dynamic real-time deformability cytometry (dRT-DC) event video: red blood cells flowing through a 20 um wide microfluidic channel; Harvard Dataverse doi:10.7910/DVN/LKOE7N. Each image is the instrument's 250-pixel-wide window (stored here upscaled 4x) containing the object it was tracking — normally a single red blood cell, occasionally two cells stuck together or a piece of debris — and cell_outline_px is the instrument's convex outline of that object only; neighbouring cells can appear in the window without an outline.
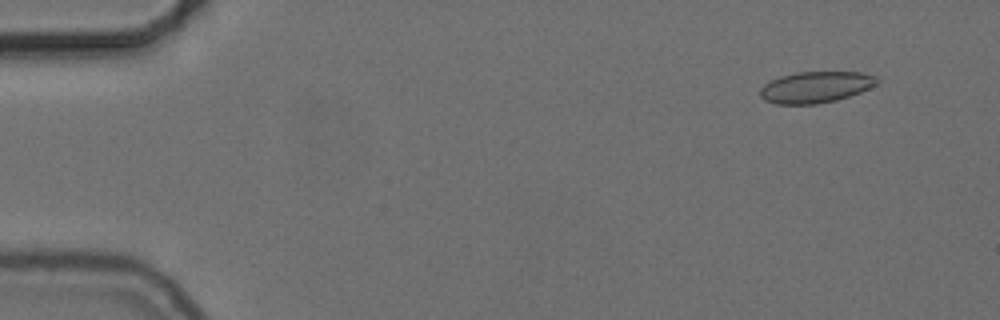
{"species": "common noctule bat (a hibernating species)", "species_latin": "Nyctalus noctula", "temperature_condition": "cold", "stored_images_in_passage": 35, "camera_frame_rate_fps": 3000, "um_per_image_px": 0.085, "animal": {"sex": "female", "body_mass_g": 24.6, "forearm_length_mm": 56.2}, "frame": {"image": 1, "passage_image": 5, "time_ms": 1.333, "image_size_px": [1000, 320], "cell_outline_px": [[880, 80], [876, 84], [860, 92], [836, 100], [816, 104], [776, 104], [764, 100], [760, 96], [760, 88], [764, 84], [780, 76], [796, 72], [860, 72], [876, 76]], "centroid_in_image_um": [69.31, 7.4], "position_along_channel_um": 15.7, "area_um2": 21.27}}
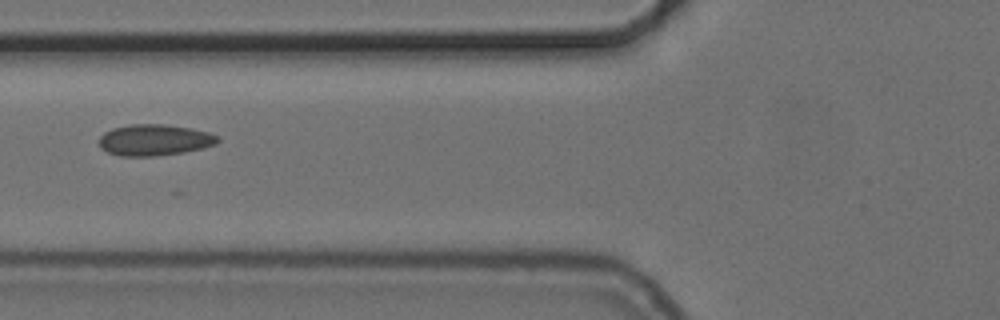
{"frame": {"image": 2, "passage_image": 22, "time_ms": 7.0, "image_size_px": [1000, 320], "cell_outline_px": [[220, 140], [216, 144], [184, 152], [156, 156], [120, 156], [108, 152], [100, 148], [100, 136], [104, 132], [112, 128], [128, 124], [164, 124], [192, 128], [208, 132], [220, 136]], "centroid_in_image_um": [13.13, 11.89], "position_along_channel_um": 112.7, "area_um2": 21.73}}
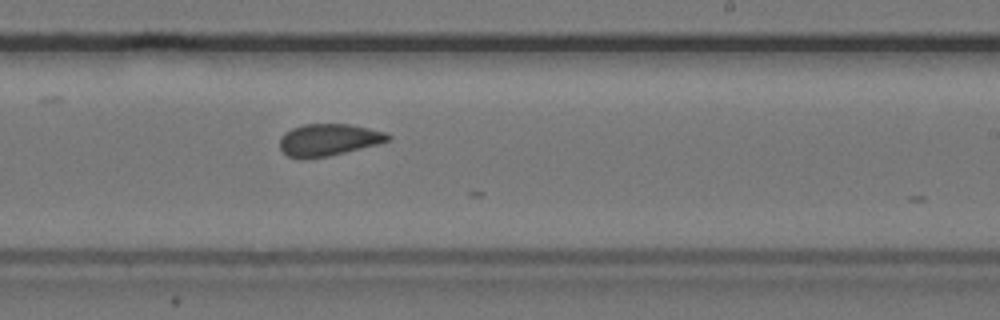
{"frame": {"image": 3, "passage_image": 34, "time_ms": 11.0, "image_size_px": [1000, 320], "cell_outline_px": [[392, 140], [328, 156], [288, 156], [280, 148], [280, 136], [284, 132], [292, 128], [304, 124], [348, 124], [368, 128], [384, 132], [392, 136]], "centroid_in_image_um": [27.94, 11.84], "position_along_channel_um": 261.1, "area_um2": 19.59}}